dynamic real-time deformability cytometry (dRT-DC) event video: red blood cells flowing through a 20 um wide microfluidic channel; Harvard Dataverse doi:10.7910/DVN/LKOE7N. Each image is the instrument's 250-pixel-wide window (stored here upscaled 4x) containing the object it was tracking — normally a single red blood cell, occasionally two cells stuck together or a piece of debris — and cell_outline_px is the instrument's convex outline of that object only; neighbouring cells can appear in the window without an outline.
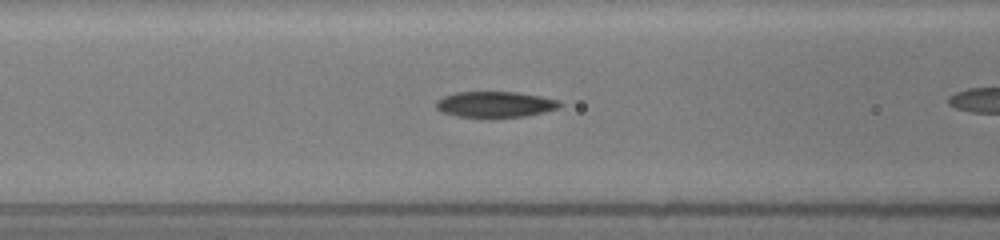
{"species": "common noctule bat (a hibernating species)", "species_latin": "Nyctalus noctula", "temperature_condition": "room temperature", "stored_images_in_passage": 17, "camera_frame_rate_fps": 3000, "um_per_image_px": 0.085, "animal": {"sex": "female", "body_mass_g": 19.5, "forearm_length_mm": 54.1}, "frame": {"image": 1, "passage_image": 3, "time_ms": 0.667, "image_size_px": [1000, 240], "cell_outline_px": [[564, 104], [560, 108], [544, 112], [524, 116], [492, 120], [456, 116], [444, 112], [436, 108], [436, 100], [444, 96], [456, 92], [516, 92], [540, 96], [560, 100]], "centroid_in_image_um": [42.11, 8.91], "position_along_channel_um": 124.5, "area_um2": 19.36}}
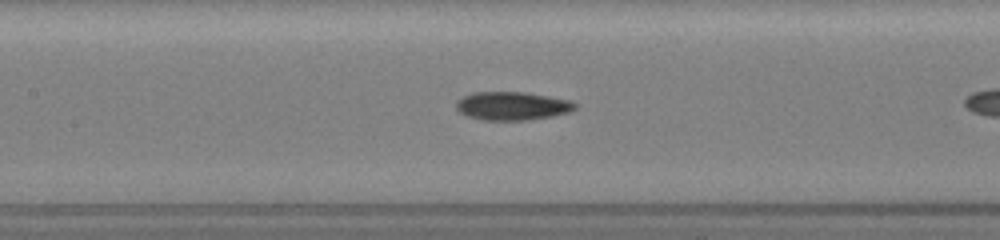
{"frame": {"image": 2, "passage_image": 6, "time_ms": 1.667, "image_size_px": [1000, 240], "cell_outline_px": [[576, 108], [568, 112], [552, 116], [528, 120], [484, 120], [468, 116], [460, 112], [456, 108], [456, 100], [472, 92], [524, 92], [572, 100], [576, 104]], "centroid_in_image_um": [43.53, 9.0], "position_along_channel_um": 163.9, "area_um2": 19.65}}
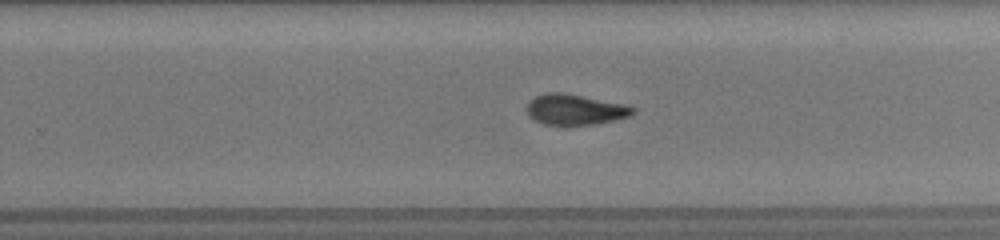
{"frame": {"image": 3, "passage_image": 15, "time_ms": 4.667, "image_size_px": [1000, 240], "cell_outline_px": [[636, 112], [628, 116], [616, 120], [592, 124], [544, 124], [528, 116], [528, 104], [536, 96], [548, 92], [564, 92], [632, 104], [636, 108]], "centroid_in_image_um": [48.99, 9.28], "position_along_channel_um": 280.8, "area_um2": 19.07}}